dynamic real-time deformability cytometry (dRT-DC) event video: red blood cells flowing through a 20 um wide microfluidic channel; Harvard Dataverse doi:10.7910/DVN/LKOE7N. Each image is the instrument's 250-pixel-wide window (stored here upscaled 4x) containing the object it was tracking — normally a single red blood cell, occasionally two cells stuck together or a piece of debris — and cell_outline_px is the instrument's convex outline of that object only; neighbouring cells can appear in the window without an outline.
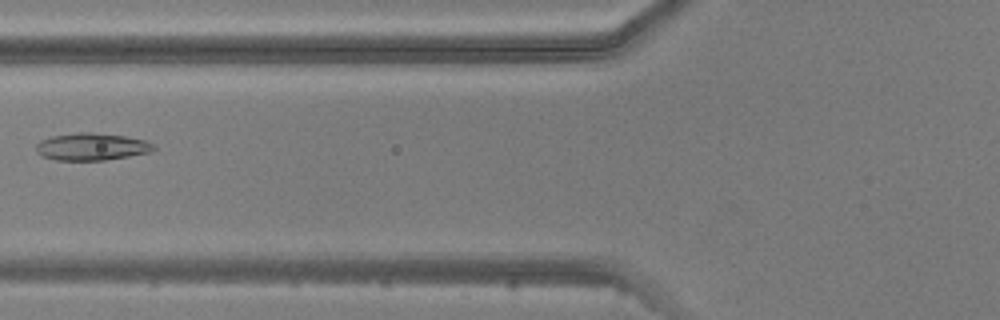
{"species": "common noctule bat (a hibernating species)", "species_latin": "Nyctalus noctula", "temperature_condition": "warm", "stored_images_in_passage": 4, "camera_frame_rate_fps": 3000, "um_per_image_px": 0.085, "animal": {"sex": "male", "body_mass_g": 20.5, "forearm_length_mm": 52.5}, "frame": {"image": 1, "passage_image": 4, "time_ms": 3.333, "image_size_px": [1000, 320], "cell_outline_px": [[156, 148], [152, 152], [104, 160], [56, 160], [40, 156], [36, 152], [36, 144], [40, 140], [52, 136], [76, 132], [92, 132], [124, 136], [144, 140], [152, 144]], "centroid_in_image_um": [7.75, 12.47], "position_along_channel_um": 118.1, "area_um2": 18.73}}